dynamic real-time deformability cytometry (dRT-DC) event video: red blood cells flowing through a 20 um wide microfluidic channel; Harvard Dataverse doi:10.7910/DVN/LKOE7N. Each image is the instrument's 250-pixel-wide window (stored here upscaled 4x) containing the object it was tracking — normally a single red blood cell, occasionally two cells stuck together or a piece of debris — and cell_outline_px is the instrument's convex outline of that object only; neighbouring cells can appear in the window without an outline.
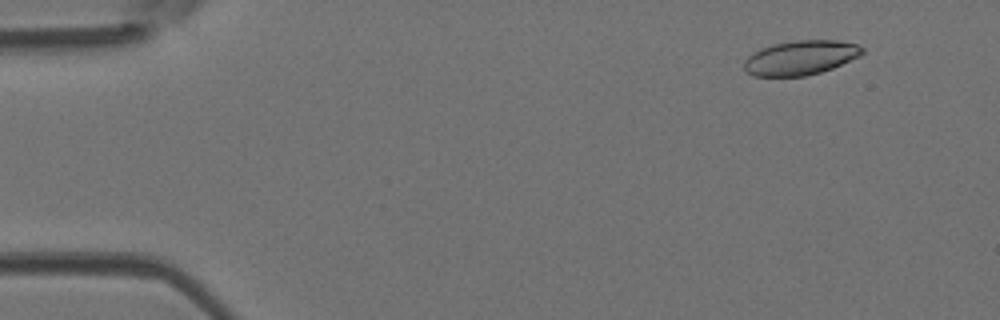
{"species": "Egyptian fruit bat (a non-hibernating species)", "species_latin": "Rousettus aegyptiacus", "temperature_condition": "room temperature", "stored_images_in_passage": 49, "camera_frame_rate_fps": 3000, "um_per_image_px": 0.085, "animal": {"sex": "female"}, "frame": {"image": 1, "passage_image": 5, "time_ms": 1.333, "image_size_px": [1000, 320], "cell_outline_px": [[864, 52], [860, 56], [832, 68], [820, 72], [804, 76], [752, 76], [744, 68], [744, 60], [752, 52], [760, 48], [772, 44], [796, 40], [840, 40], [856, 44], [864, 48]], "centroid_in_image_um": [68.04, 4.89], "position_along_channel_um": 17.0, "area_um2": 23.81}}
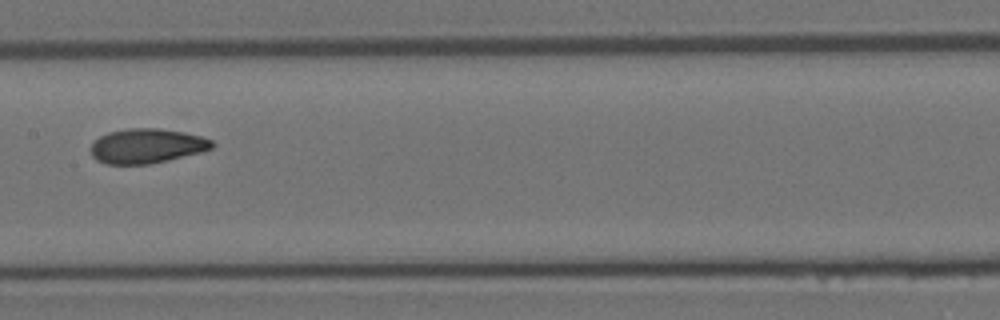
{"frame": {"image": 2, "passage_image": 25, "time_ms": 8.0, "image_size_px": [1000, 320], "cell_outline_px": [[216, 144], [212, 148], [200, 152], [168, 160], [148, 164], [104, 164], [96, 160], [92, 156], [92, 144], [100, 136], [108, 132], [128, 128], [160, 128], [184, 132], [200, 136], [212, 140]], "centroid_in_image_um": [12.48, 12.4], "position_along_channel_um": 194.9, "area_um2": 24.45}}
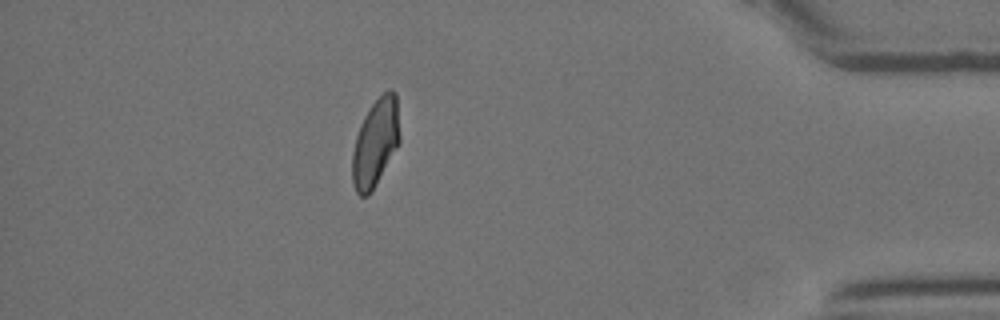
{"frame": {"image": 3, "passage_image": 43, "time_ms": 14.0, "image_size_px": [1000, 320], "cell_outline_px": [[400, 144], [372, 192], [368, 196], [360, 196], [356, 192], [352, 184], [352, 152], [356, 136], [360, 124], [364, 116], [372, 104], [388, 88], [392, 88], [396, 92], [400, 136]], "centroid_in_image_um": [31.92, 12.15], "position_along_channel_um": 403.3, "area_um2": 24.68}, "authors_computed_cell_mechanics": {"area_um2": 24.3916, "velocity_mm_per_s": 4.2042, "shape_relaxation_time_tau1_ms": 4.6211, "shape_relaxation_time_tau2_ms": 1.0821, "deformation_change_tau1": 0.1648, "deformation_change_tau2": 0.0636}}